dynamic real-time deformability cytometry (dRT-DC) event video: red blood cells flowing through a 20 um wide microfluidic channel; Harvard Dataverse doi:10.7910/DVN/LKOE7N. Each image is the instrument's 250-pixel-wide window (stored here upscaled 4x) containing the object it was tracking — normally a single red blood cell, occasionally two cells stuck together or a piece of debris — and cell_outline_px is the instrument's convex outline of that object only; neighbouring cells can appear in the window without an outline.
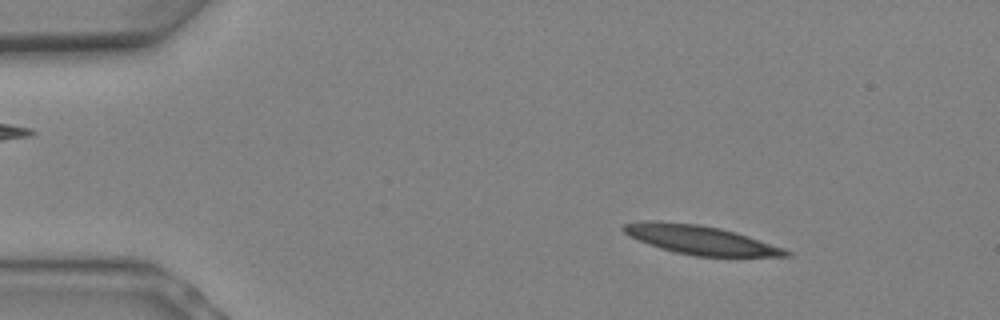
{"species": "Egyptian fruit bat (a non-hibernating species)", "species_latin": "Rousettus aegyptiacus", "temperature_condition": "warm", "stored_images_in_passage": 8, "camera_frame_rate_fps": 3000, "um_per_image_px": 0.085, "animal": {"sex": "female"}, "frame": {"image": 1, "passage_image": 2, "time_ms": 0.333, "image_size_px": [1000, 320], "cell_outline_px": [[792, 256], [696, 256], [676, 252], [660, 248], [628, 236], [620, 228], [624, 224], [644, 220], [660, 220], [696, 224], [720, 228], [736, 232], [784, 248], [792, 252]], "centroid_in_image_um": [59.5, 20.37], "position_along_channel_um": 25.5, "area_um2": 27.28}}
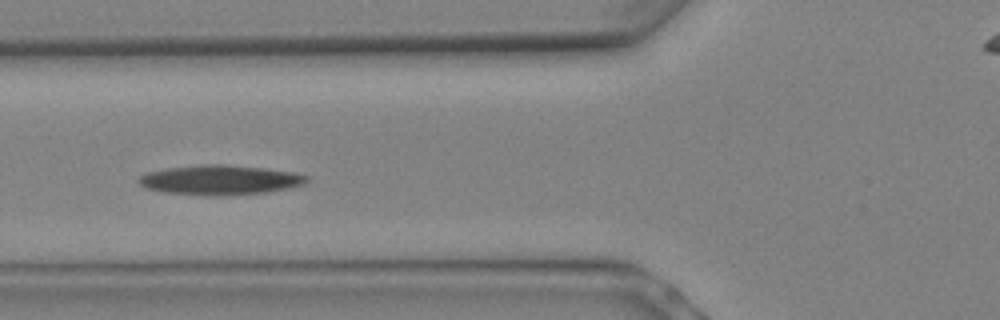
{"frame": {"image": 2, "passage_image": 7, "time_ms": 2.0, "image_size_px": [1000, 320], "cell_outline_px": [[308, 180], [304, 184], [264, 192], [212, 196], [164, 192], [148, 188], [140, 184], [136, 180], [144, 172], [168, 168], [200, 164], [228, 164], [264, 168], [292, 172], [308, 176]], "centroid_in_image_um": [18.64, 15.28], "position_along_channel_um": 107.2, "area_um2": 28.84}}